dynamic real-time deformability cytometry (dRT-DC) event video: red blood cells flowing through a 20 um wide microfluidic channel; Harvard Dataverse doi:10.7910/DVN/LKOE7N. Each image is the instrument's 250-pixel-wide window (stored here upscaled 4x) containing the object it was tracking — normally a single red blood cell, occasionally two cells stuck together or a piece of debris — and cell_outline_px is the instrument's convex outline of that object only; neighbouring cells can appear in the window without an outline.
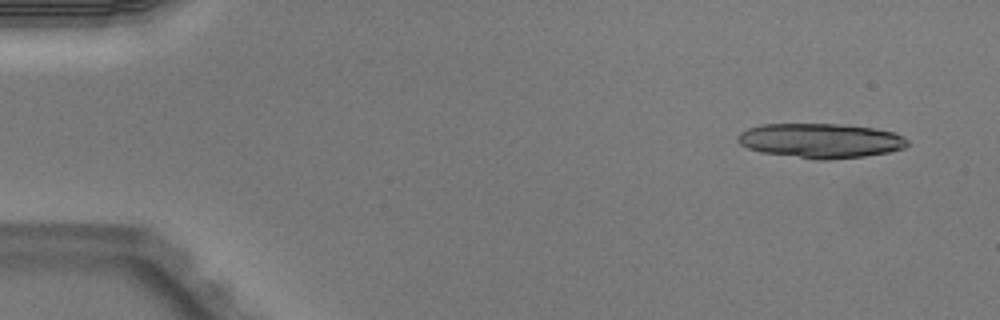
{"species": "Egyptian fruit bat (a non-hibernating species)", "species_latin": "Rousettus aegyptiacus", "temperature_condition": "warm", "stored_images_in_passage": 5, "camera_frame_rate_fps": 3000, "um_per_image_px": 0.085, "animal": {"sex": "male"}, "frame": {"image": 1, "passage_image": 1, "time_ms": 0.0, "image_size_px": [1000, 320], "cell_outline_px": [[908, 144], [904, 148], [888, 152], [864, 156], [824, 160], [816, 160], [760, 152], [748, 148], [740, 144], [736, 136], [740, 132], [748, 128], [760, 124], [840, 124], [876, 128], [892, 132], [904, 136], [908, 140]], "centroid_in_image_um": [69.73, 11.95], "position_along_channel_um": 15.3, "area_um2": 34.39}}